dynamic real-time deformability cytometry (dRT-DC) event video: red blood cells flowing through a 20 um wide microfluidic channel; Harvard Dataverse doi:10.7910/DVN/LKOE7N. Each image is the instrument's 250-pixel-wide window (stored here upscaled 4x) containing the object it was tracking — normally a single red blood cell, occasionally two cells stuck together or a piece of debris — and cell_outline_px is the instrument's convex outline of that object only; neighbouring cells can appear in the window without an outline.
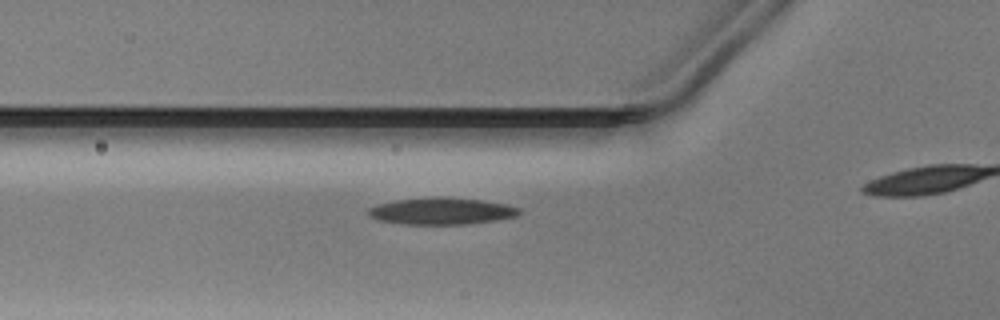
{"species": "Egyptian fruit bat (a non-hibernating species)", "species_latin": "Rousettus aegyptiacus", "temperature_condition": "warm", "stored_images_in_passage": 22, "camera_frame_rate_fps": 3000, "um_per_image_px": 0.085, "animal": {"sex": "male"}, "frame": {"image": 1, "passage_image": 14, "time_ms": 4.333, "image_size_px": [1000, 320], "cell_outline_px": [[520, 212], [516, 216], [496, 220], [468, 224], [400, 224], [376, 220], [368, 216], [368, 208], [376, 204], [396, 200], [480, 200], [504, 204], [520, 208]], "centroid_in_image_um": [37.47, 18.0], "position_along_channel_um": 88.3, "area_um2": 22.43}}
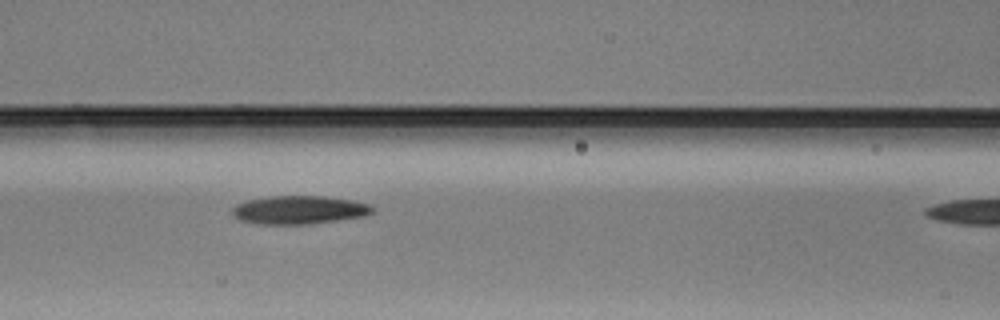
{"frame": {"image": 2, "passage_image": 18, "time_ms": 5.667, "image_size_px": [1000, 320], "cell_outline_px": [[376, 208], [372, 212], [364, 216], [308, 224], [256, 224], [240, 220], [232, 212], [232, 208], [236, 204], [248, 200], [268, 196], [324, 196], [352, 200], [368, 204]], "centroid_in_image_um": [25.42, 17.84], "position_along_channel_um": 141.2, "area_um2": 23.06}}
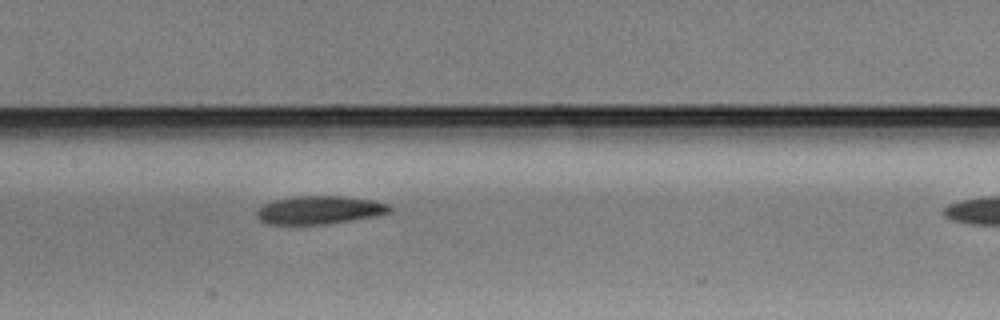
{"frame": {"image": 3, "passage_image": 21, "time_ms": 6.667, "image_size_px": [1000, 320], "cell_outline_px": [[392, 212], [376, 216], [324, 224], [264, 224], [256, 216], [256, 212], [264, 204], [272, 200], [292, 196], [344, 196], [372, 200], [388, 204], [392, 208]], "centroid_in_image_um": [27.14, 17.84], "position_along_channel_um": 180.3, "area_um2": 21.91}}